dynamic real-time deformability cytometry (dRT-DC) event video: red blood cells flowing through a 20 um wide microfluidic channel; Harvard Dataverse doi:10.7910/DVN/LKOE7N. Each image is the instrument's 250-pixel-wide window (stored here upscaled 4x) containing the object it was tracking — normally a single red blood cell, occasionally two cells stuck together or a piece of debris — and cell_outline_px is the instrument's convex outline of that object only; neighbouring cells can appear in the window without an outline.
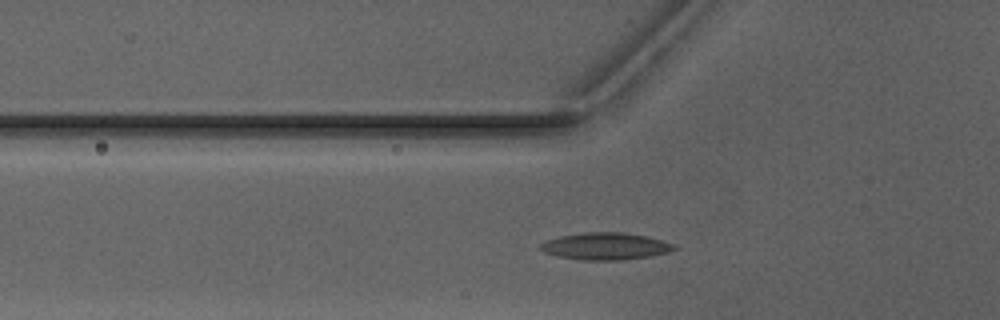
{"species": "Egyptian fruit bat (a non-hibernating species)", "species_latin": "Rousettus aegyptiacus", "temperature_condition": "warm", "stored_images_in_passage": 33, "camera_frame_rate_fps": 3000, "um_per_image_px": 0.085, "animal": {"sex": "male"}, "frame": {"image": 1, "passage_image": 9, "time_ms": 2.667, "image_size_px": [1000, 320], "cell_outline_px": [[680, 248], [668, 252], [648, 256], [624, 260], [584, 260], [556, 256], [544, 252], [540, 248], [540, 244], [544, 240], [560, 236], [584, 232], [624, 232], [648, 236], [676, 244]], "centroid_in_image_um": [51.49, 20.92], "position_along_channel_um": 74.3, "area_um2": 21.33}}
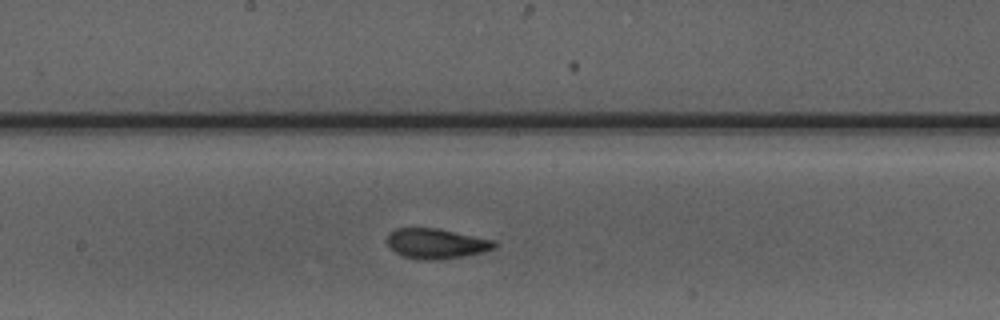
{"frame": {"image": 2, "passage_image": 19, "time_ms": 6.0, "image_size_px": [1000, 320], "cell_outline_px": [[500, 244], [496, 248], [484, 252], [440, 260], [420, 260], [404, 256], [388, 248], [388, 232], [396, 228], [436, 228], [496, 240]], "centroid_in_image_um": [37.12, 20.71], "position_along_channel_um": 211.1, "area_um2": 19.07}}
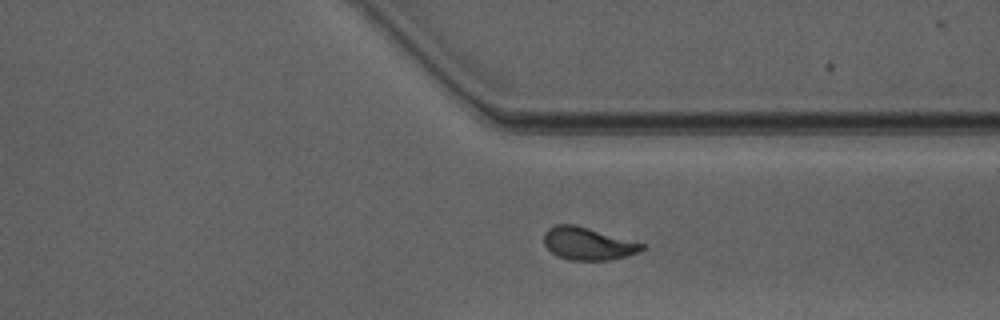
{"frame": {"image": 3, "passage_image": 30, "time_ms": 9.667, "image_size_px": [1000, 320], "cell_outline_px": [[644, 248], [640, 252], [628, 256], [612, 260], [572, 260], [556, 256], [544, 244], [544, 232], [548, 228], [556, 224], [576, 224], [644, 244]], "centroid_in_image_um": [49.96, 20.71], "position_along_channel_um": 361.4, "area_um2": 18.67}, "authors_computed_cell_mechanics": {"area_um2": 18.785, "velocity_mm_per_s": 4.0993, "shape_relaxation_time_tau1_ms": 9.1323, "shape_relaxation_time_tau2_ms": 1.2456, "deformation_change_tau1": 0.2495, "deformation_change_tau2": 0.077}}